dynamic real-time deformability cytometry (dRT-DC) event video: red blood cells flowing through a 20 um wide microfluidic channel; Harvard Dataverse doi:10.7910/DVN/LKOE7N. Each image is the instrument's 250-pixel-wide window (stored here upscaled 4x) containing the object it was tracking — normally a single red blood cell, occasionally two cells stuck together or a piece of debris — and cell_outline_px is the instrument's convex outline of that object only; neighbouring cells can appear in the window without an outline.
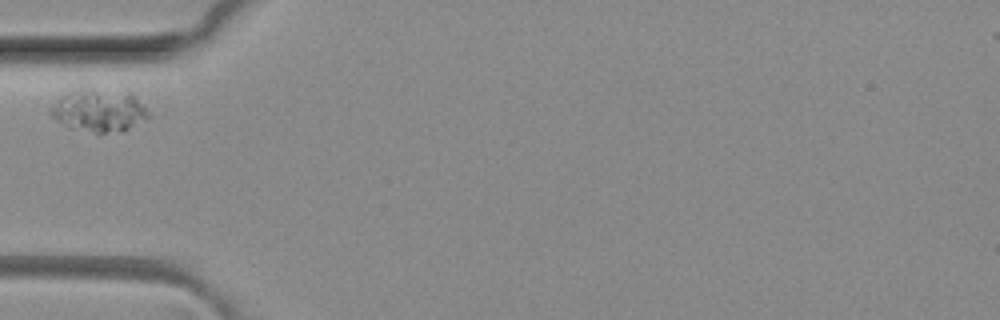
{"species": "common noctule bat (a hibernating species)", "species_latin": "Nyctalus noctula", "temperature_condition": "room temperature", "stored_images_in_passage": 1, "camera_frame_rate_fps": 3000, "um_per_image_px": 0.085, "animal": {"sex": "female", "body_mass_g": 29.2, "forearm_length_mm": 56.3}, "frame": {"image": 1, "passage_image": 1, "time_ms": 0.0, "image_size_px": [1000, 320], "cell_outline_px": [[148, 116], [124, 132], [100, 136], [68, 128], [56, 120], [48, 112], [48, 108], [60, 96], [80, 84], [128, 92], [136, 96], [148, 112]], "centroid_in_image_um": [8.33, 9.37], "position_along_channel_um": 76.7, "area_um2": 25.89}}